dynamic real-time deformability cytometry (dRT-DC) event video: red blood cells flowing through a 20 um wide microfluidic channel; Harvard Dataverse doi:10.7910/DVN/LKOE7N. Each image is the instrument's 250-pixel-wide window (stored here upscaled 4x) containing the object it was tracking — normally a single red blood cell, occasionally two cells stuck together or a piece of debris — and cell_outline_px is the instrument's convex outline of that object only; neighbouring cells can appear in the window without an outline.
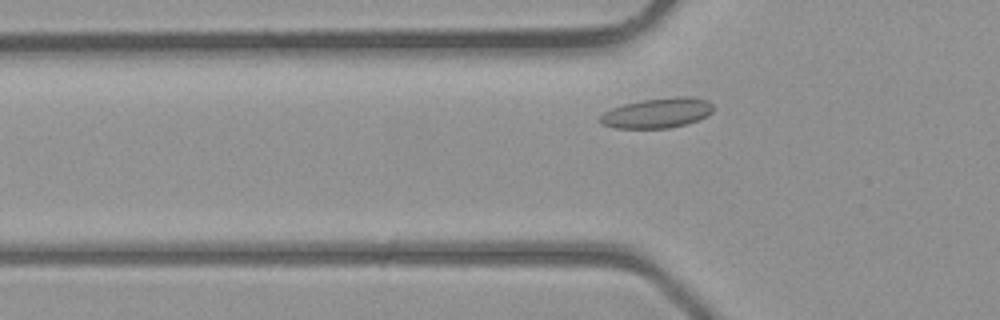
{"species": "common noctule bat (a hibernating species)", "species_latin": "Nyctalus noctula", "temperature_condition": "room temperature", "stored_images_in_passage": 3, "camera_frame_rate_fps": 3000, "um_per_image_px": 0.085, "animal": {"sex": "male", "body_mass_g": 23.1, "forearm_length_mm": 52.7}, "frame": {"image": 1, "passage_image": 2, "time_ms": 1.333, "image_size_px": [1000, 320], "cell_outline_px": [[712, 112], [688, 124], [668, 128], [616, 128], [604, 124], [600, 120], [600, 116], [604, 112], [612, 108], [624, 104], [640, 100], [676, 96], [688, 96], [708, 100], [712, 104]], "centroid_in_image_um": [55.88, 9.59], "position_along_channel_um": 69.9, "area_um2": 19.65}}
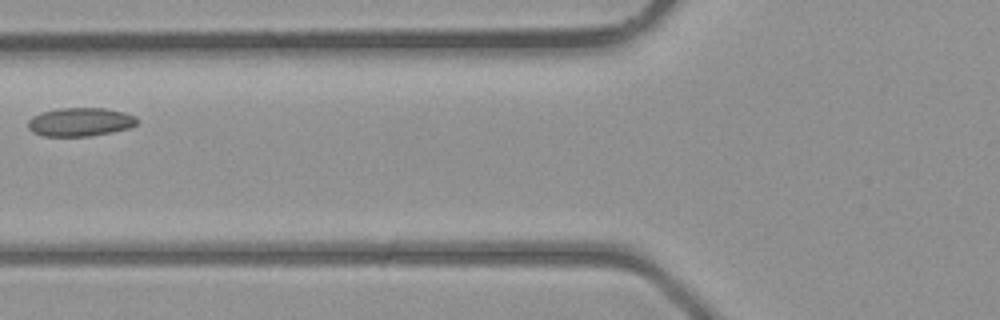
{"frame": {"image": 2, "passage_image": 3, "time_ms": 2.333, "image_size_px": [1000, 320], "cell_outline_px": [[140, 120], [136, 124], [128, 128], [112, 132], [88, 136], [44, 136], [32, 132], [28, 128], [28, 120], [32, 116], [40, 112], [56, 108], [104, 108], [124, 112], [136, 116]], "centroid_in_image_um": [6.8, 10.36], "position_along_channel_um": 119.0, "area_um2": 18.32}}